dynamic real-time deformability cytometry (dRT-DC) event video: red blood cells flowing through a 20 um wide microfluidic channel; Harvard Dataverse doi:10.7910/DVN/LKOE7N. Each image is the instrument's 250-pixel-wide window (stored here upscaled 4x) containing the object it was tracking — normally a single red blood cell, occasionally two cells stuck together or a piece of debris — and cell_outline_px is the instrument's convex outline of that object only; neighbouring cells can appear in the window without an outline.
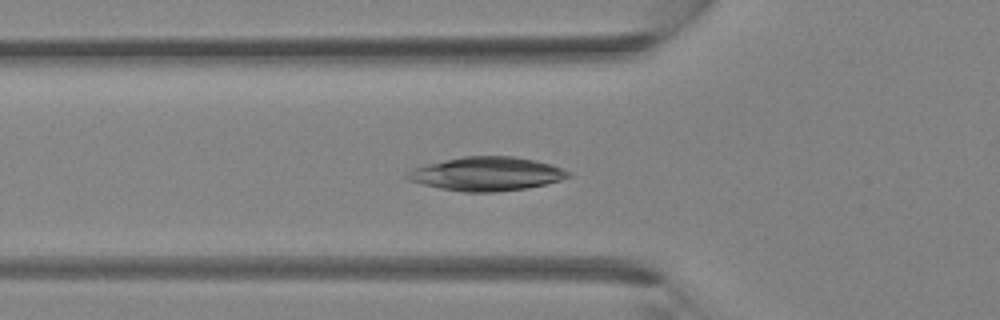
{"species": "Egyptian fruit bat (a non-hibernating species)", "species_latin": "Rousettus aegyptiacus", "temperature_condition": "room temperature", "stored_images_in_passage": 36, "camera_frame_rate_fps": 3000, "um_per_image_px": 0.085, "animal": {"sex": "female"}, "frame": {"image": 1, "passage_image": 12, "time_ms": 3.667, "image_size_px": [1000, 320], "cell_outline_px": [[572, 176], [560, 180], [528, 188], [492, 192], [464, 192], [440, 188], [408, 180], [404, 176], [408, 172], [416, 168], [428, 164], [464, 156], [512, 156], [536, 160], [552, 164], [564, 168], [572, 172]], "centroid_in_image_um": [41.44, 14.77], "position_along_channel_um": 84.4, "area_um2": 31.56}}
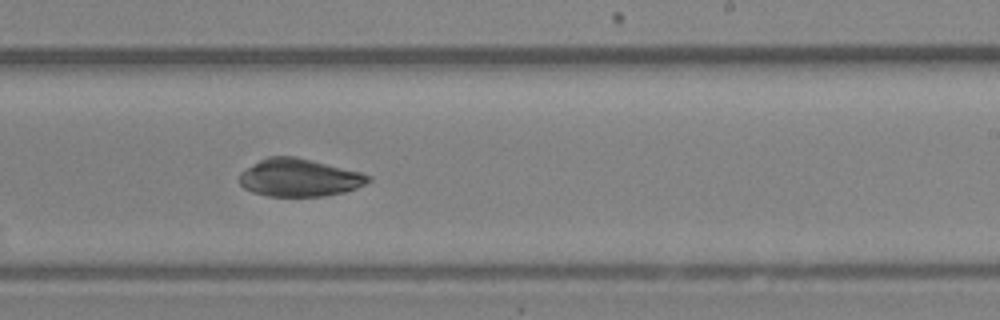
{"frame": {"image": 2, "passage_image": 22, "time_ms": 7.0, "image_size_px": [1000, 320], "cell_outline_px": [[372, 180], [356, 188], [344, 192], [324, 196], [268, 196], [252, 192], [244, 188], [240, 184], [240, 172], [260, 160], [268, 156], [296, 156], [360, 172], [372, 176]], "centroid_in_image_um": [25.44, 15.1], "position_along_channel_um": 263.6, "area_um2": 28.26}}
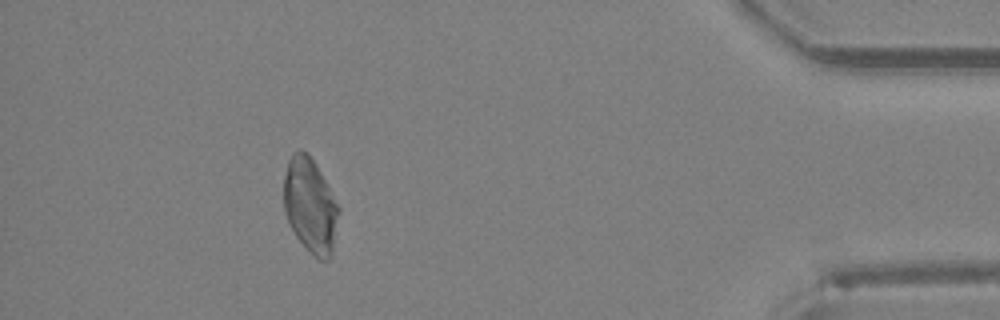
{"frame": {"image": 3, "passage_image": 33, "time_ms": 10.667, "image_size_px": [1000, 320], "cell_outline_px": [[340, 212], [332, 252], [328, 260], [320, 260], [296, 236], [284, 212], [284, 176], [288, 160], [292, 152], [300, 148], [308, 152], [316, 164], [340, 208]], "centroid_in_image_um": [26.37, 17.41], "position_along_channel_um": 408.8, "area_um2": 30.17}}